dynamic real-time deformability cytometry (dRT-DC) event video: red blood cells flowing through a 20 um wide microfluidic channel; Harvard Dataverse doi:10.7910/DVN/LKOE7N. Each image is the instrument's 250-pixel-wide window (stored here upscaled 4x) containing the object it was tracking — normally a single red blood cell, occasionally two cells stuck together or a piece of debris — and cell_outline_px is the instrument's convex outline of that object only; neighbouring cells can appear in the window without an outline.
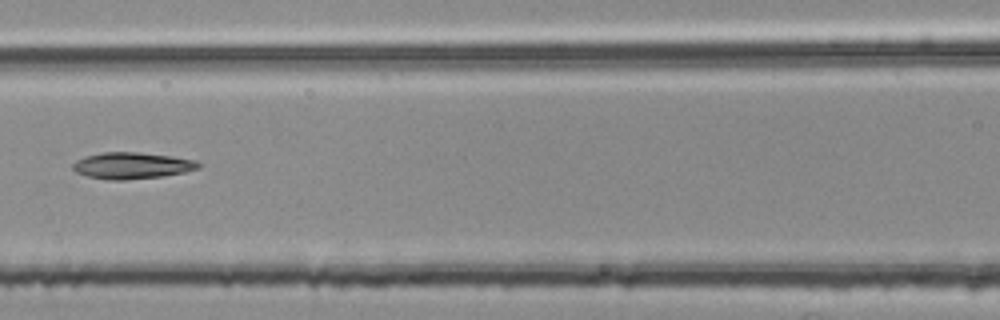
{"species": "common noctule bat (a hibernating species)", "species_latin": "Nyctalus noctula", "temperature_condition": "room temperature", "stored_images_in_passage": 5, "camera_frame_rate_fps": 3000, "um_per_image_px": 0.085, "animal": {"sex": "female", "body_mass_g": 25.1}, "frame": {"image": 1, "passage_image": 5, "time_ms": 1.333, "image_size_px": [1000, 320], "cell_outline_px": [[200, 168], [184, 172], [160, 176], [124, 180], [108, 180], [88, 176], [76, 172], [72, 168], [72, 164], [76, 160], [84, 156], [100, 152], [140, 152], [196, 160], [200, 164]], "centroid_in_image_um": [11.17, 14.07], "position_along_channel_um": 155.4, "area_um2": 19.31}}